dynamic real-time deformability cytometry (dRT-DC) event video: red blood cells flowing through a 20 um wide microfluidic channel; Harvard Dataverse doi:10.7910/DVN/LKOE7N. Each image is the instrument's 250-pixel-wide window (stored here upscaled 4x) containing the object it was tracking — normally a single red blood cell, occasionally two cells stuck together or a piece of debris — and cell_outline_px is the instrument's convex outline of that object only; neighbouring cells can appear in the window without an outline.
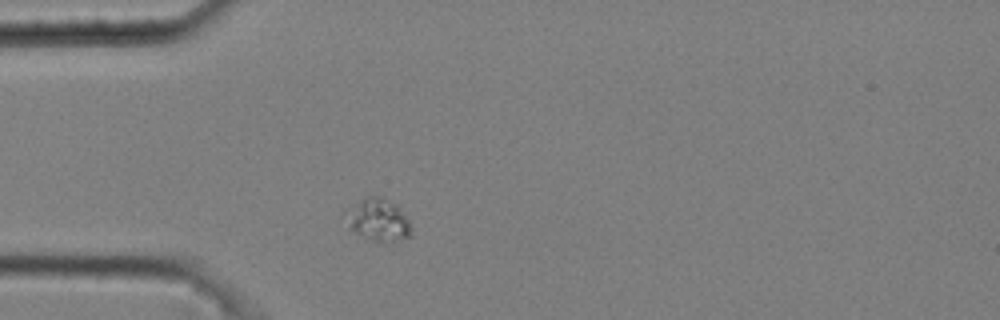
{"species": "common noctule bat (a hibernating species)", "species_latin": "Nyctalus noctula", "temperature_condition": "cold", "stored_images_in_passage": 2, "camera_frame_rate_fps": 3000, "um_per_image_px": 0.085, "animal": {"sex": "male", "body_mass_g": 20.4}, "frame": {"image": 1, "passage_image": 1, "time_ms": 0.0, "image_size_px": [1000, 320], "cell_outline_px": [[412, 236], [392, 240], [372, 240], [348, 228], [340, 216], [340, 212], [368, 196], [380, 196], [400, 204], [412, 228]], "centroid_in_image_um": [32.09, 18.63], "position_along_channel_um": 52.9, "area_um2": 16.59}}